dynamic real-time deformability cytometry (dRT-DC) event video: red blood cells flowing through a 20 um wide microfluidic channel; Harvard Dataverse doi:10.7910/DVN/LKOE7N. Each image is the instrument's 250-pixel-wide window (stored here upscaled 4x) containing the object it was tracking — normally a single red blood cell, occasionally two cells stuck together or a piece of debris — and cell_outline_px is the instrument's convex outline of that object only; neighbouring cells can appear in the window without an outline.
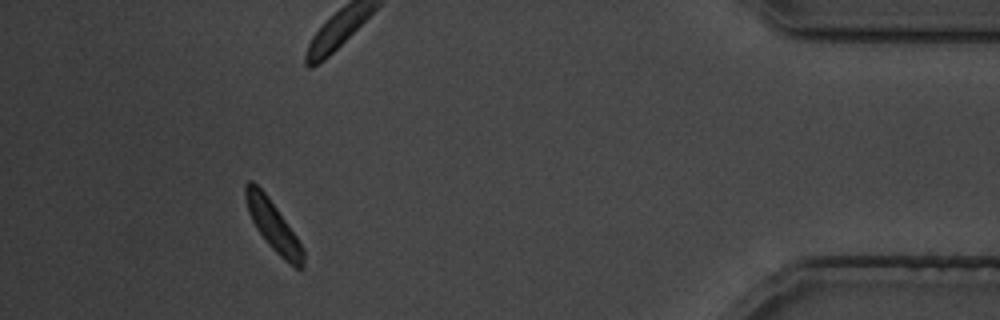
{"species": "common noctule bat (a hibernating species)", "species_latin": "Nyctalus noctula", "temperature_condition": "cold", "stored_images_in_passage": 31, "segment_of_instrument_passage": [1, 2], "camera_frame_rate_fps": 3000, "um_per_image_px": 0.085, "animal": {"sex": "male", "body_mass_g": 19.5, "forearm_length_mm": 54.6}, "frame": {"image": 1, "passage_image": 27, "time_ms": 32.0, "image_size_px": [1000, 320], "cell_outline_px": [[304, 268], [296, 268], [284, 260], [268, 244], [256, 228], [248, 212], [244, 196], [244, 184], [248, 180], [252, 180], [268, 196], [296, 236], [304, 248]], "centroid_in_image_um": [23.21, 19.18], "position_along_channel_um": 412.0, "area_um2": 16.7}}